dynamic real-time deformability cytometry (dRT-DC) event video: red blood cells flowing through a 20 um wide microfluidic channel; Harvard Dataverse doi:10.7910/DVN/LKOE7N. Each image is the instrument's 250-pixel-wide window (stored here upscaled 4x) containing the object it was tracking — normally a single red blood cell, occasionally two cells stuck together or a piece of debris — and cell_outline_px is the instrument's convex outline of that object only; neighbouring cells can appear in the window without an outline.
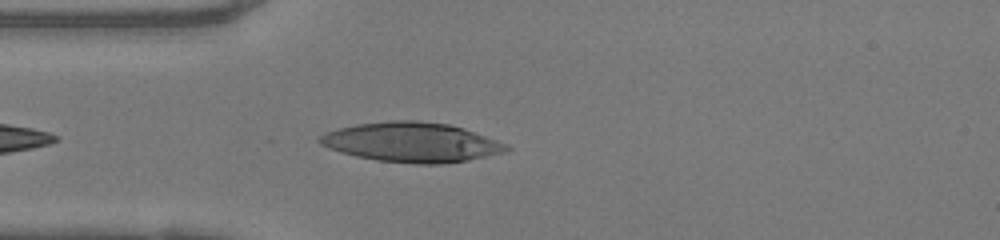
{"species": "human", "species_latin": "Homo sapiens", "temperature_condition": "warm", "stored_images_in_passage": 36, "camera_frame_rate_fps": 3000, "um_per_image_px": 0.085, "donor": {"sex": "female"}, "frame": {"image": 1, "passage_image": 3, "time_ms": 0.667, "image_size_px": [1000, 240], "cell_outline_px": [[512, 148], [504, 152], [468, 160], [440, 164], [416, 164], [376, 160], [356, 156], [340, 152], [328, 148], [320, 144], [316, 140], [324, 132], [356, 124], [392, 120], [416, 120], [448, 124], [464, 128], [508, 144]], "centroid_in_image_um": [34.98, 12.09], "position_along_channel_um": 50.0, "area_um2": 43.23}}
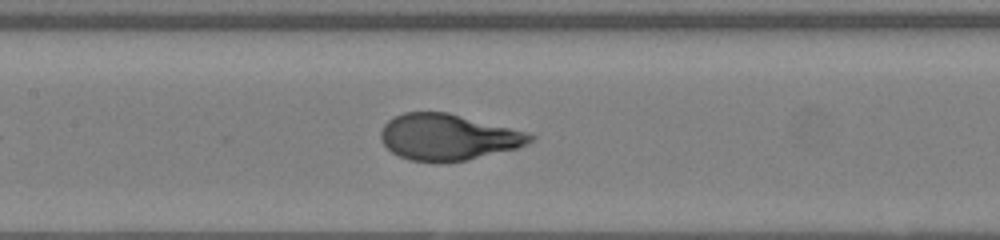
{"frame": {"image": 2, "passage_image": 12, "time_ms": 3.667, "image_size_px": [1000, 240], "cell_outline_px": [[536, 140], [516, 148], [468, 160], [408, 160], [392, 152], [380, 140], [380, 132], [384, 124], [388, 120], [404, 112], [448, 112], [528, 132], [536, 136]], "centroid_in_image_um": [38.1, 11.63], "position_along_channel_um": 169.3, "area_um2": 39.77}}
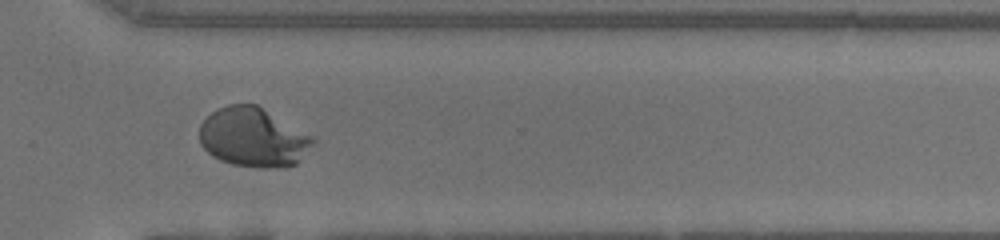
{"frame": {"image": 3, "passage_image": 25, "time_ms": 8.0, "image_size_px": [1000, 240], "cell_outline_px": [[316, 140], [296, 164], [268, 168], [260, 168], [232, 164], [220, 160], [212, 156], [200, 144], [200, 124], [212, 112], [228, 104], [256, 104], [312, 136]], "centroid_in_image_um": [21.49, 11.68], "position_along_channel_um": 349.1, "area_um2": 38.73}, "authors_computed_cell_mechanics": {"area_um2": 39.9976, "velocity_mm_per_s": 4.1636, "shape_relaxation_time_tau1_ms": 4.3222, "shape_relaxation_time_tau2_ms": null, "deformation_change_tau1": 0.2984, "deformation_change_tau2": null}}